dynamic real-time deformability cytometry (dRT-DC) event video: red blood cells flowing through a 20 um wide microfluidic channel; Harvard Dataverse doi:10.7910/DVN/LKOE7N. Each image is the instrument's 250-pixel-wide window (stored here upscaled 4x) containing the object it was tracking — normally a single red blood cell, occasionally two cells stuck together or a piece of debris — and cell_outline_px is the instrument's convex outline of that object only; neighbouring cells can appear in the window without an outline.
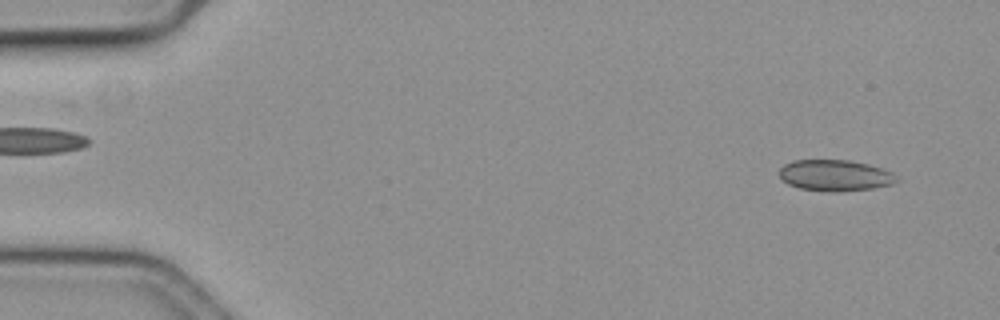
{"species": "common noctule bat (a hibernating species)", "species_latin": "Nyctalus noctula", "temperature_condition": "cold", "stored_images_in_passage": 44, "camera_frame_rate_fps": 3000, "um_per_image_px": 0.085, "animal": {"sex": "female", "body_mass_g": 19.3, "forearm_length_mm": 54.1}, "frame": {"image": 1, "passage_image": 5, "time_ms": 1.333, "image_size_px": [1000, 320], "cell_outline_px": [[900, 180], [892, 184], [872, 188], [800, 188], [788, 184], [780, 176], [780, 168], [784, 164], [792, 160], [848, 160], [868, 164], [892, 172]], "centroid_in_image_um": [70.98, 14.84], "position_along_channel_um": 14.0, "area_um2": 20.11}}
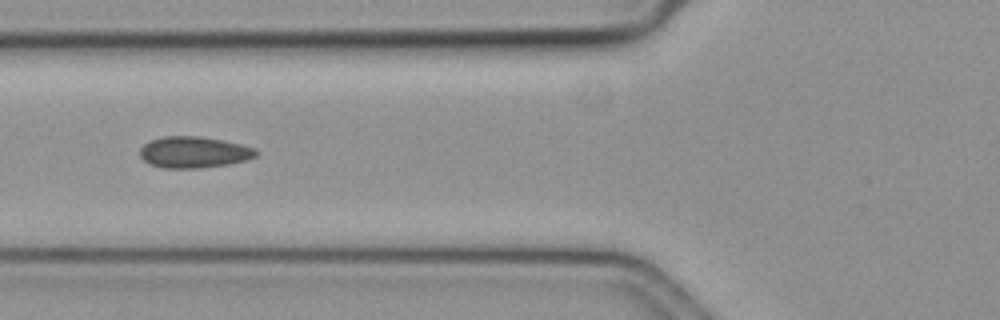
{"frame": {"image": 2, "passage_image": 23, "time_ms": 7.333, "image_size_px": [1000, 320], "cell_outline_px": [[260, 152], [256, 156], [248, 160], [228, 164], [200, 168], [164, 168], [152, 164], [144, 160], [140, 156], [140, 148], [144, 144], [152, 140], [164, 136], [200, 136], [224, 140], [256, 148]], "centroid_in_image_um": [16.53, 12.93], "position_along_channel_um": 109.3, "area_um2": 21.27}}
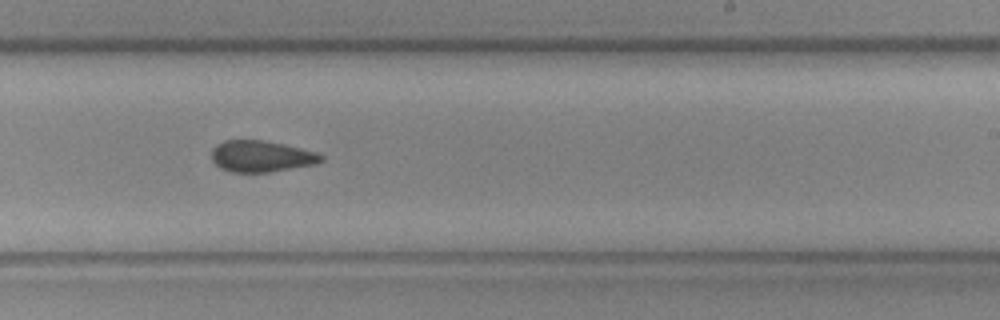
{"frame": {"image": 3, "passage_image": 36, "time_ms": 11.667, "image_size_px": [1000, 320], "cell_outline_px": [[324, 160], [316, 164], [268, 172], [232, 172], [220, 168], [212, 160], [212, 148], [216, 144], [224, 140], [264, 140], [284, 144], [316, 152], [324, 156]], "centroid_in_image_um": [22.2, 13.28], "position_along_channel_um": 266.8, "area_um2": 20.06}}